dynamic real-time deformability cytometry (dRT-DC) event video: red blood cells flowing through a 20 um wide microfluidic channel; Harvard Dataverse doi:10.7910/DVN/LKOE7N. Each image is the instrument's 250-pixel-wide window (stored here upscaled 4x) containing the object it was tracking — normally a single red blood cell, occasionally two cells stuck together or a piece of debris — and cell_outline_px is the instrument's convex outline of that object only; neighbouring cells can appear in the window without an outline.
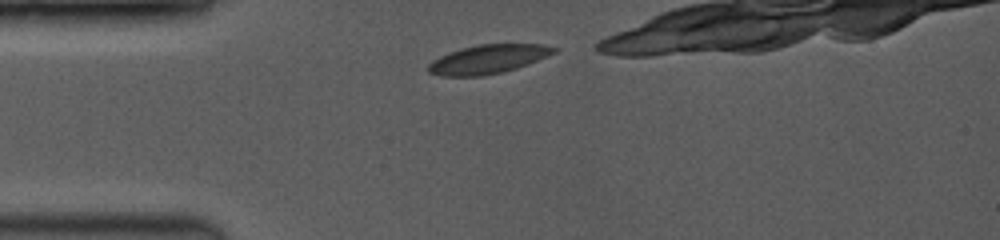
{"species": "common noctule bat (a hibernating species)", "species_latin": "Nyctalus noctula", "temperature_condition": "room temperature", "stored_images_in_passage": 18, "camera_frame_rate_fps": 3500, "um_per_image_px": 0.085, "animal": {"sex": "female", "body_mass_g": 19.0, "forearm_length_mm": 53.3}, "frame": {"image": 1, "passage_image": 1, "time_ms": 0.0, "image_size_px": [1000, 240], "cell_outline_px": [[556, 52], [548, 56], [528, 64], [516, 68], [484, 76], [440, 76], [428, 72], [428, 64], [432, 60], [440, 56], [476, 44], [544, 44], [556, 48]], "centroid_in_image_um": [41.48, 5.03], "position_along_channel_um": 43.5, "area_um2": 20.98}}
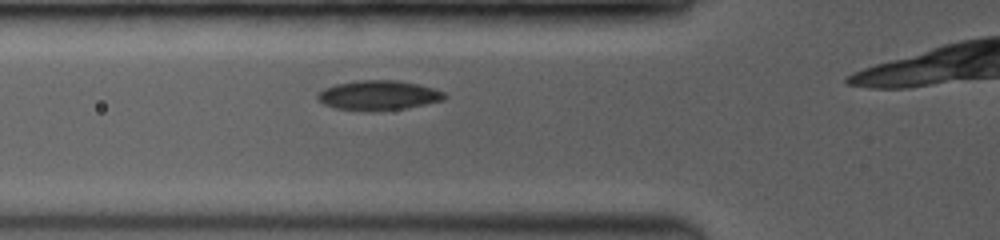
{"frame": {"image": 2, "passage_image": 10, "time_ms": 1.714, "image_size_px": [1000, 240], "cell_outline_px": [[448, 96], [444, 100], [404, 108], [372, 112], [336, 108], [324, 104], [316, 100], [316, 92], [324, 88], [336, 84], [356, 80], [396, 80], [416, 84], [432, 88], [444, 92]], "centroid_in_image_um": [32.11, 8.1], "position_along_channel_um": 93.7, "area_um2": 22.08}}
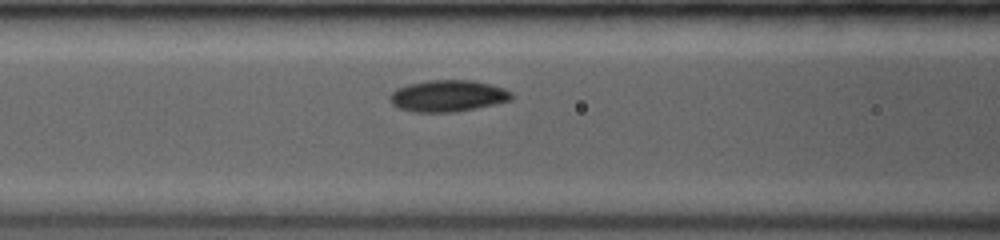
{"frame": {"image": 3, "passage_image": 15, "time_ms": 2.571, "image_size_px": [1000, 240], "cell_outline_px": [[512, 100], [476, 108], [456, 112], [412, 112], [400, 108], [392, 104], [388, 100], [388, 96], [396, 88], [408, 84], [428, 80], [472, 80], [504, 88], [512, 92]], "centroid_in_image_um": [38.04, 8.15], "position_along_channel_um": 128.6, "area_um2": 22.48}}